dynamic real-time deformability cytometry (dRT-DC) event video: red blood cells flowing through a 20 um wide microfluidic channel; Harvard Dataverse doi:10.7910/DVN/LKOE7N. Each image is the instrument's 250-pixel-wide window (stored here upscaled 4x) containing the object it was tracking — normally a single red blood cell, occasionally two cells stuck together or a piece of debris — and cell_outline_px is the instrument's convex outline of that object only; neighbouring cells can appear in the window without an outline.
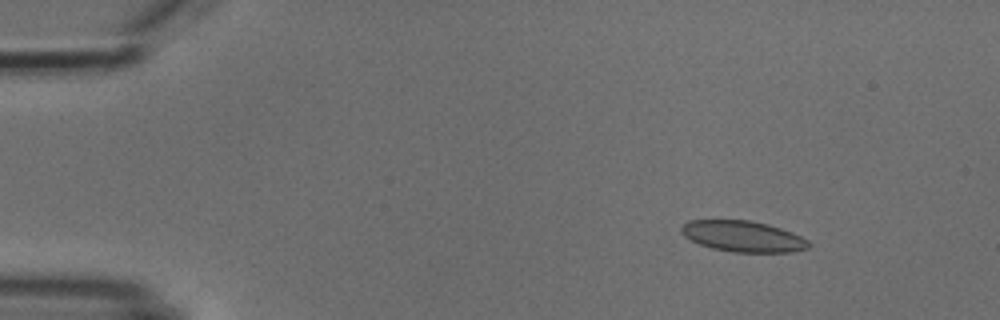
{"species": "common noctule bat (a hibernating species)", "species_latin": "Nyctalus noctula", "temperature_condition": "cold", "stored_images_in_passage": 5, "camera_frame_rate_fps": 3000, "um_per_image_px": 0.085, "animal": {"sex": "male", "body_mass_g": 18.8}, "frame": {"image": 1, "passage_image": 2, "time_ms": 1.333, "image_size_px": [1000, 320], "cell_outline_px": [[812, 244], [808, 248], [792, 252], [732, 252], [712, 248], [700, 244], [684, 236], [680, 232], [680, 228], [688, 220], [748, 220], [768, 224], [792, 232], [808, 240]], "centroid_in_image_um": [63.16, 20.09], "position_along_channel_um": 21.8, "area_um2": 23.0}}
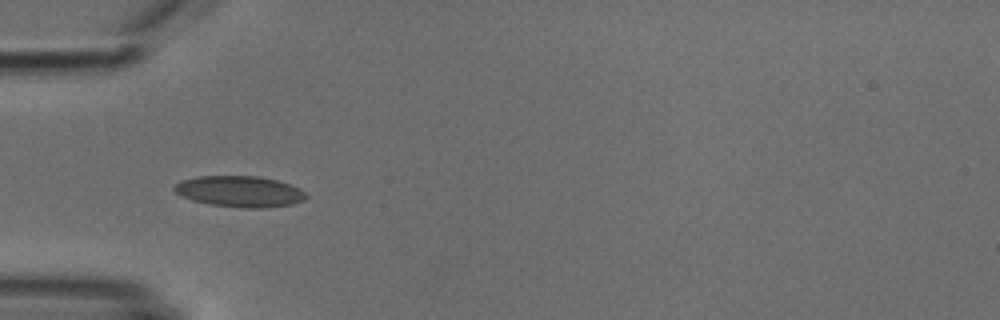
{"frame": {"image": 2, "passage_image": 5, "time_ms": 4.667, "image_size_px": [1000, 320], "cell_outline_px": [[308, 196], [304, 200], [292, 204], [264, 208], [244, 208], [208, 204], [192, 200], [176, 192], [172, 188], [180, 180], [196, 176], [260, 176], [276, 180], [300, 188]], "centroid_in_image_um": [20.37, 16.27], "position_along_channel_um": 64.6, "area_um2": 23.87}}